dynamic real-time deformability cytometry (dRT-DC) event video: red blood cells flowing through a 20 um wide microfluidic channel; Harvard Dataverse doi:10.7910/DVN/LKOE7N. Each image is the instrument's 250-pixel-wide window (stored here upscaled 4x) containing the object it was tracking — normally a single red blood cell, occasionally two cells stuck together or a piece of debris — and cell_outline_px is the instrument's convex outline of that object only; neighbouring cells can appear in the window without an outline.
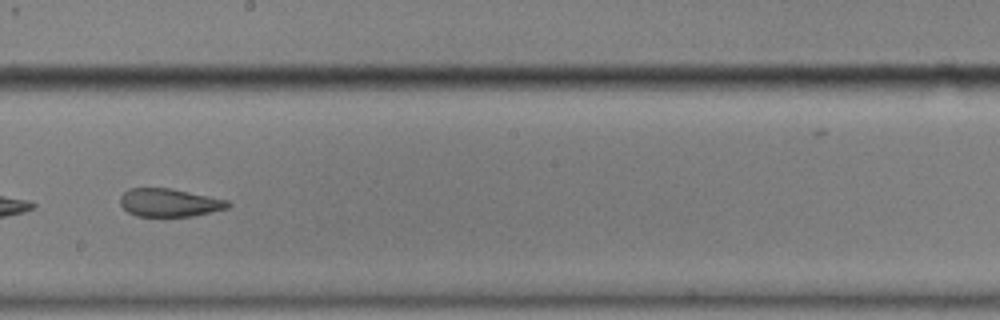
{"species": "common noctule bat (a hibernating species)", "species_latin": "Nyctalus noctula", "temperature_condition": "cold", "stored_images_in_passage": 37, "camera_frame_rate_fps": 3000, "um_per_image_px": 0.085, "animal": {"sex": "male", "body_mass_g": 17.9}, "frame": {"image": 1, "passage_image": 32, "time_ms": 10.333, "image_size_px": [1000, 320], "cell_outline_px": [[232, 204], [228, 208], [192, 216], [136, 216], [128, 212], [120, 204], [120, 196], [128, 188], [172, 188], [228, 200]], "centroid_in_image_um": [14.39, 17.22], "position_along_channel_um": 233.8, "area_um2": 17.69}}